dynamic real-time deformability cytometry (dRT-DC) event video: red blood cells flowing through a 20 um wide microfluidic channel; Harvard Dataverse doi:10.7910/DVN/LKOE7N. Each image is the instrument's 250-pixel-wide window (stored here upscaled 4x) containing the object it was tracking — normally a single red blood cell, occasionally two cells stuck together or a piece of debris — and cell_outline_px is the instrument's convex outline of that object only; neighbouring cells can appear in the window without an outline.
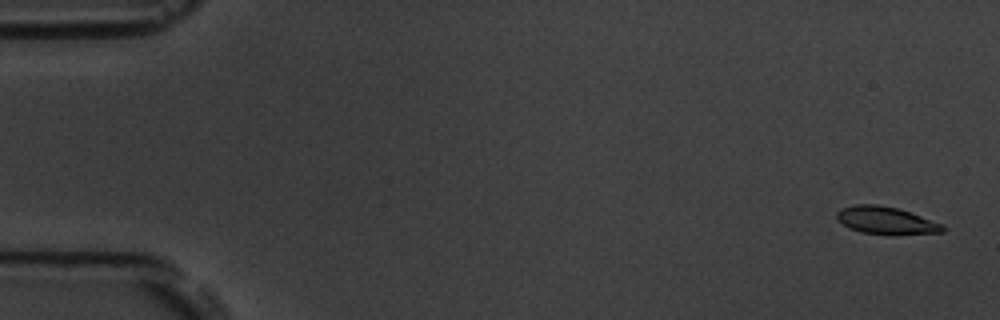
{"species": "common noctule bat (a hibernating species)", "species_latin": "Nyctalus noctula", "temperature_condition": "room temperature", "stored_images_in_passage": 6, "camera_frame_rate_fps": 3000, "um_per_image_px": 0.085, "animal": {"sex": "male", "body_mass_g": 19.5, "forearm_length_mm": 54.6}, "frame": {"image": 1, "passage_image": 1, "time_ms": 0.0, "image_size_px": [1000, 320], "cell_outline_px": [[944, 232], [892, 236], [860, 232], [848, 228], [836, 220], [836, 212], [840, 208], [856, 204], [876, 204], [900, 208], [944, 224]], "centroid_in_image_um": [75.31, 18.75], "position_along_channel_um": 9.7, "area_um2": 17.63}}
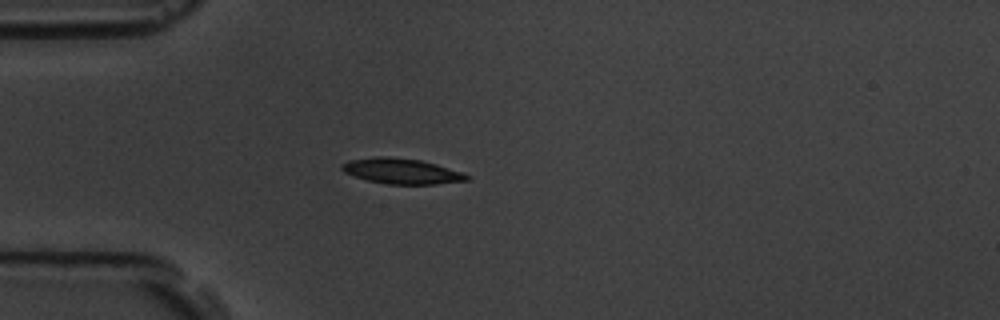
{"frame": {"image": 2, "passage_image": 5, "time_ms": 4.667, "image_size_px": [1000, 320], "cell_outline_px": [[472, 176], [468, 180], [436, 184], [388, 184], [368, 180], [344, 172], [340, 168], [340, 164], [348, 160], [376, 156], [388, 156], [420, 160], [436, 164]], "centroid_in_image_um": [34.1, 14.54], "position_along_channel_um": 50.9, "area_um2": 18.44}}